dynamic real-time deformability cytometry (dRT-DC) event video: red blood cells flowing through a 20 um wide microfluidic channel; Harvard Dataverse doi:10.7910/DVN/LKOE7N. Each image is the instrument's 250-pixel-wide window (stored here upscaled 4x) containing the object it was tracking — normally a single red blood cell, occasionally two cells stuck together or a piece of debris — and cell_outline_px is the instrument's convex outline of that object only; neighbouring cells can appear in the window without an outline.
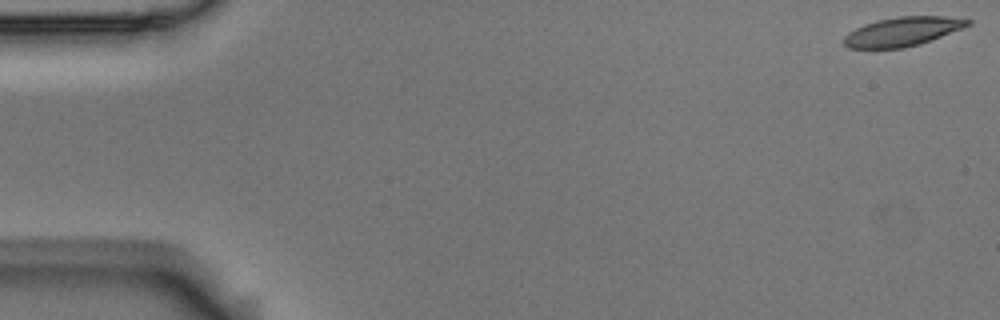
{"species": "Egyptian fruit bat (a non-hibernating species)", "species_latin": "Rousettus aegyptiacus", "temperature_condition": "room temperature", "stored_images_in_passage": 5, "camera_frame_rate_fps": 3000, "um_per_image_px": 0.085, "animal": {"sex": "male"}, "frame": {"image": 1, "passage_image": 1, "time_ms": 0.0, "image_size_px": [1000, 320], "cell_outline_px": [[972, 24], [920, 44], [904, 48], [848, 48], [840, 40], [848, 32], [864, 24], [876, 20], [896, 16], [944, 16], [972, 20]], "centroid_in_image_um": [76.67, 2.68], "position_along_channel_um": 8.3, "area_um2": 21.04}}
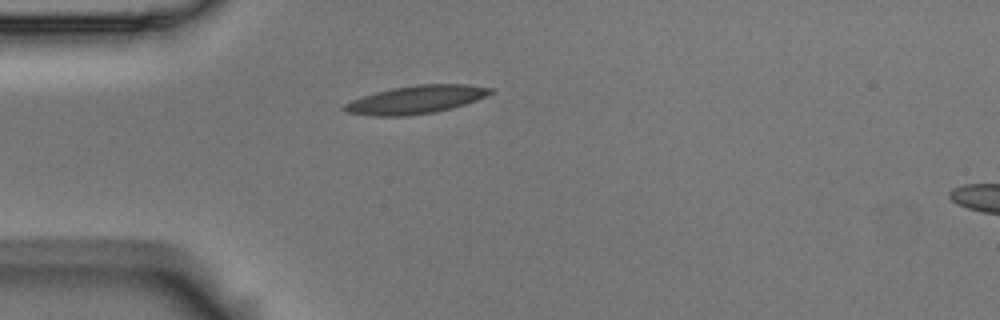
{"frame": {"image": 2, "passage_image": 5, "time_ms": 1.333, "image_size_px": [1000, 320], "cell_outline_px": [[496, 92], [476, 100], [452, 108], [436, 112], [404, 116], [372, 116], [344, 112], [340, 108], [344, 104], [352, 100], [376, 92], [392, 88], [416, 84], [468, 84], [492, 88]], "centroid_in_image_um": [35.36, 8.47], "position_along_channel_um": 49.6, "area_um2": 24.04}}